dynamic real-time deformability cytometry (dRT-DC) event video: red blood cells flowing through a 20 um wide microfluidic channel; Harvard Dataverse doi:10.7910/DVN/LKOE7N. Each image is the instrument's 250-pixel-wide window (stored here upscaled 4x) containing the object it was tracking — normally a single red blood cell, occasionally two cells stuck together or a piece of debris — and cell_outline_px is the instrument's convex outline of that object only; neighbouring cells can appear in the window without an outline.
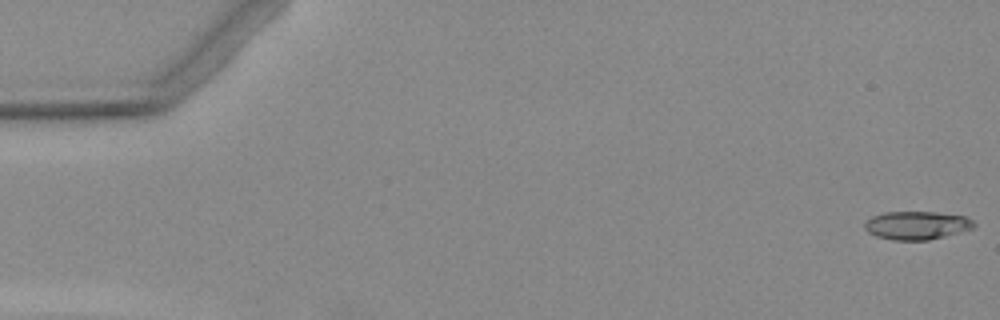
{"species": "Egyptian fruit bat (a non-hibernating species)", "species_latin": "Rousettus aegyptiacus", "temperature_condition": "warm", "stored_images_in_passage": 6, "camera_frame_rate_fps": 3000, "um_per_image_px": 0.085, "animal": {"sex": "female"}, "frame": {"image": 1, "passage_image": 1, "time_ms": 0.0, "image_size_px": [1000, 320], "cell_outline_px": [[976, 224], [972, 228], [960, 232], [928, 240], [892, 240], [876, 236], [868, 232], [864, 228], [864, 224], [872, 216], [884, 212], [936, 212], [964, 216], [972, 220]], "centroid_in_image_um": [77.9, 19.15], "position_along_channel_um": 7.1, "area_um2": 17.92}}
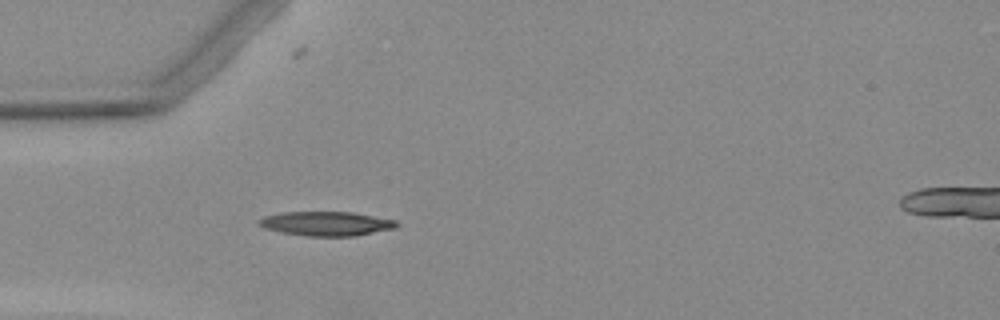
{"frame": {"image": 2, "passage_image": 5, "time_ms": 5.0, "image_size_px": [1000, 320], "cell_outline_px": [[400, 224], [396, 228], [356, 236], [308, 236], [280, 232], [264, 228], [256, 224], [256, 220], [264, 216], [284, 212], [352, 212], [396, 220]], "centroid_in_image_um": [27.72, 19.01], "position_along_channel_um": 57.3, "area_um2": 19.65}}